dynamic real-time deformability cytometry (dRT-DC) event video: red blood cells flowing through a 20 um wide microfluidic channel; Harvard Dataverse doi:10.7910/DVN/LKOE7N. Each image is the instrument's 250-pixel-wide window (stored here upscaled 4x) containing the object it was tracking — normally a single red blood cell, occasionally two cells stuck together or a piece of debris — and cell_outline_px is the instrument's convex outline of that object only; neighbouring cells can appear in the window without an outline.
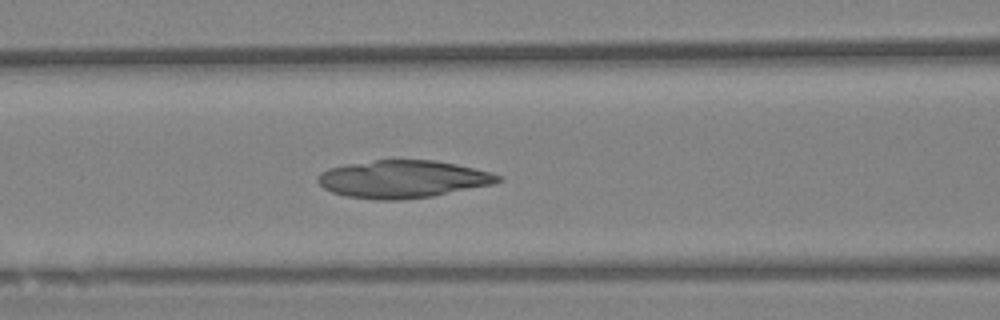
{"species": "Egyptian fruit bat (a non-hibernating species)", "species_latin": "Rousettus aegyptiacus", "temperature_condition": "warm", "stored_images_in_passage": 50, "camera_frame_rate_fps": 3000, "um_per_image_px": 0.085, "animal": {"sex": "female"}, "frame": {"image": 1, "passage_image": 24, "time_ms": 7.667, "image_size_px": [1000, 320], "cell_outline_px": [[504, 180], [492, 184], [432, 196], [400, 200], [376, 200], [348, 196], [332, 192], [324, 188], [316, 180], [316, 176], [320, 172], [328, 168], [348, 164], [376, 160], [436, 160], [456, 164], [492, 172], [504, 176]], "centroid_in_image_um": [34.25, 15.22], "position_along_channel_um": 132.3, "area_um2": 39.54}}
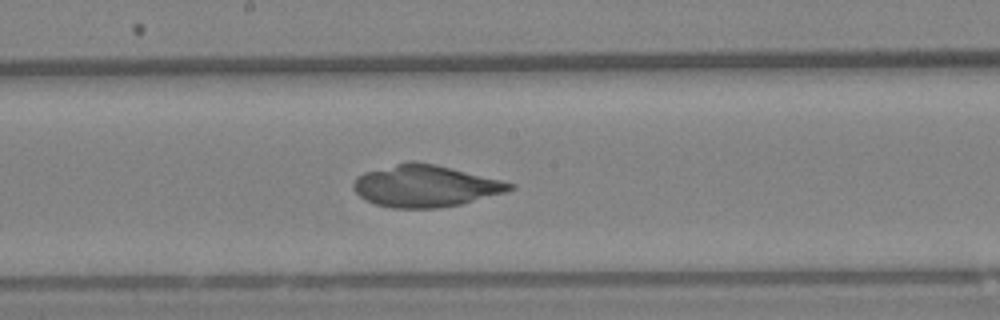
{"frame": {"image": 2, "passage_image": 31, "time_ms": 10.0, "image_size_px": [1000, 320], "cell_outline_px": [[516, 188], [504, 192], [460, 204], [440, 208], [392, 208], [376, 204], [364, 200], [352, 188], [352, 184], [356, 176], [364, 172], [408, 160], [412, 160], [432, 164], [500, 180], [516, 184]], "centroid_in_image_um": [36.08, 15.81], "position_along_channel_um": 212.1, "area_um2": 37.86}}
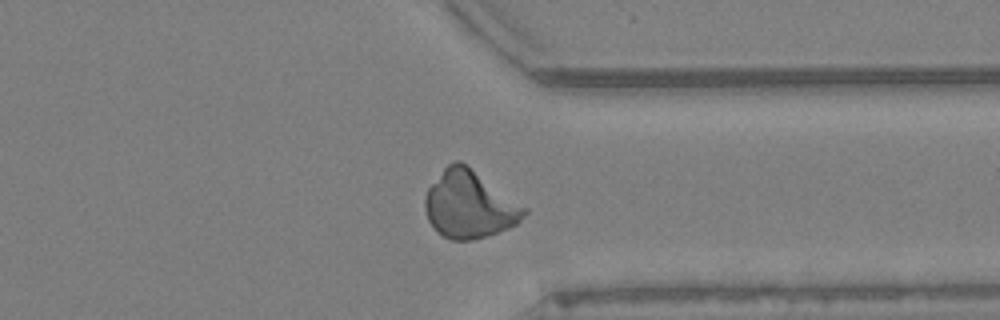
{"frame": {"image": 3, "passage_image": 45, "time_ms": 14.667, "image_size_px": [1000, 320], "cell_outline_px": [[528, 212], [516, 224], [508, 228], [488, 236], [472, 240], [452, 240], [444, 236], [428, 220], [424, 208], [424, 196], [428, 188], [444, 168], [452, 160], [460, 160], [528, 208]], "centroid_in_image_um": [39.9, 17.38], "position_along_channel_um": 371.5, "area_um2": 38.73}}